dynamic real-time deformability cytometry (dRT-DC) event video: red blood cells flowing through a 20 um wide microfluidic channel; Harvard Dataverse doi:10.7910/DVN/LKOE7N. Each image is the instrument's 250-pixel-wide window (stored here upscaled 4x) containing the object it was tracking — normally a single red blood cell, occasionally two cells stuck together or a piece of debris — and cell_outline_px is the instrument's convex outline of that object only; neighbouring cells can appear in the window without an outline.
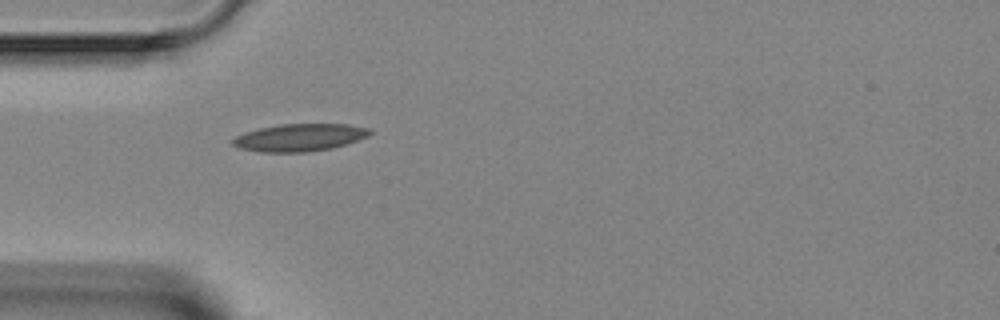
{"species": "Egyptian fruit bat (a non-hibernating species)", "species_latin": "Rousettus aegyptiacus", "temperature_condition": "room temperature", "stored_images_in_passage": 1, "camera_frame_rate_fps": 3000, "um_per_image_px": 0.085, "animal": {"sex": "female"}, "frame": {"image": 1, "passage_image": 1, "time_ms": 0.0, "image_size_px": [1000, 320], "cell_outline_px": [[372, 132], [368, 136], [332, 148], [308, 152], [260, 152], [240, 148], [232, 144], [232, 140], [236, 136], [244, 132], [260, 128], [280, 124], [348, 124], [368, 128]], "centroid_in_image_um": [25.44, 11.69], "position_along_channel_um": 59.6, "area_um2": 21.79}}